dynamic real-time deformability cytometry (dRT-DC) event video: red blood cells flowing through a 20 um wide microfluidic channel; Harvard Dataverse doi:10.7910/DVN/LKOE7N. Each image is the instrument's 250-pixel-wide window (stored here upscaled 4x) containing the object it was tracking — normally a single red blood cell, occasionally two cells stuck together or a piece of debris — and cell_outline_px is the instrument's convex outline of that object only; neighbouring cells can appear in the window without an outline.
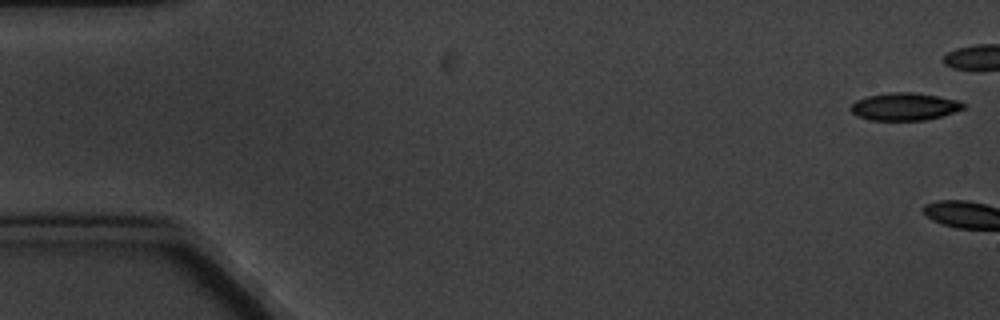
{"species": "common noctule bat (a hibernating species)", "species_latin": "Nyctalus noctula", "temperature_condition": "cold", "stored_images_in_passage": 7, "camera_frame_rate_fps": 3000, "um_per_image_px": 0.085, "animal": {"sex": "male", "body_mass_g": 20.1, "forearm_length_mm": 53.5}, "frame": {"image": 1, "passage_image": 1, "time_ms": 0.0, "image_size_px": [1000, 320], "cell_outline_px": [[964, 108], [940, 116], [924, 120], [872, 120], [856, 116], [848, 108], [856, 100], [864, 96], [888, 92], [916, 92], [956, 100], [964, 104]], "centroid_in_image_um": [76.79, 9.05], "position_along_channel_um": 8.2, "area_um2": 18.03}}